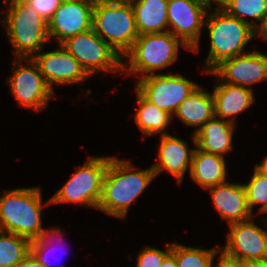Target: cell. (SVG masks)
<instances>
[{"label":"cell","mask_w":267,"mask_h":267,"mask_svg":"<svg viewBox=\"0 0 267 267\" xmlns=\"http://www.w3.org/2000/svg\"><path fill=\"white\" fill-rule=\"evenodd\" d=\"M134 169V165L129 160L109 157L98 210L110 216L123 219L126 217L132 202L156 177L152 167L140 171H134Z\"/></svg>","instance_id":"1"},{"label":"cell","mask_w":267,"mask_h":267,"mask_svg":"<svg viewBox=\"0 0 267 267\" xmlns=\"http://www.w3.org/2000/svg\"><path fill=\"white\" fill-rule=\"evenodd\" d=\"M41 189L18 188L7 190L0 197V231L14 233L30 241L39 239L51 230L43 229L41 211L51 204H42Z\"/></svg>","instance_id":"2"},{"label":"cell","mask_w":267,"mask_h":267,"mask_svg":"<svg viewBox=\"0 0 267 267\" xmlns=\"http://www.w3.org/2000/svg\"><path fill=\"white\" fill-rule=\"evenodd\" d=\"M207 14L205 26L210 36V50L205 62V71L211 72L222 61L245 54L246 44L260 34L249 24L228 15L216 7Z\"/></svg>","instance_id":"3"},{"label":"cell","mask_w":267,"mask_h":267,"mask_svg":"<svg viewBox=\"0 0 267 267\" xmlns=\"http://www.w3.org/2000/svg\"><path fill=\"white\" fill-rule=\"evenodd\" d=\"M92 29L122 59L139 36L129 0H98L93 7Z\"/></svg>","instance_id":"4"},{"label":"cell","mask_w":267,"mask_h":267,"mask_svg":"<svg viewBox=\"0 0 267 267\" xmlns=\"http://www.w3.org/2000/svg\"><path fill=\"white\" fill-rule=\"evenodd\" d=\"M4 3L9 7L1 22L6 23L16 57L33 58L50 40L48 22L23 0H4Z\"/></svg>","instance_id":"5"},{"label":"cell","mask_w":267,"mask_h":267,"mask_svg":"<svg viewBox=\"0 0 267 267\" xmlns=\"http://www.w3.org/2000/svg\"><path fill=\"white\" fill-rule=\"evenodd\" d=\"M179 45L190 50L169 31L139 35L132 48L123 56L128 58L129 67L122 62V72L140 75L139 79L155 74L156 70L164 69L177 60Z\"/></svg>","instance_id":"6"},{"label":"cell","mask_w":267,"mask_h":267,"mask_svg":"<svg viewBox=\"0 0 267 267\" xmlns=\"http://www.w3.org/2000/svg\"><path fill=\"white\" fill-rule=\"evenodd\" d=\"M52 196L51 204L69 202L98 208L109 157L90 156Z\"/></svg>","instance_id":"7"},{"label":"cell","mask_w":267,"mask_h":267,"mask_svg":"<svg viewBox=\"0 0 267 267\" xmlns=\"http://www.w3.org/2000/svg\"><path fill=\"white\" fill-rule=\"evenodd\" d=\"M61 45L91 76L101 71H122L123 59L93 29L66 39Z\"/></svg>","instance_id":"8"},{"label":"cell","mask_w":267,"mask_h":267,"mask_svg":"<svg viewBox=\"0 0 267 267\" xmlns=\"http://www.w3.org/2000/svg\"><path fill=\"white\" fill-rule=\"evenodd\" d=\"M152 74L136 82V90L151 104L174 115L182 103L199 85L181 73Z\"/></svg>","instance_id":"9"},{"label":"cell","mask_w":267,"mask_h":267,"mask_svg":"<svg viewBox=\"0 0 267 267\" xmlns=\"http://www.w3.org/2000/svg\"><path fill=\"white\" fill-rule=\"evenodd\" d=\"M14 60V72L8 78L7 84L9 83L15 100L27 109L37 112L44 109L55 93L40 73L37 63L33 58H24L28 66L23 65V58L15 57Z\"/></svg>","instance_id":"10"},{"label":"cell","mask_w":267,"mask_h":267,"mask_svg":"<svg viewBox=\"0 0 267 267\" xmlns=\"http://www.w3.org/2000/svg\"><path fill=\"white\" fill-rule=\"evenodd\" d=\"M262 223L267 227V217ZM226 246L221 255L229 260L250 265L267 258V231L253 222V217L229 224Z\"/></svg>","instance_id":"11"},{"label":"cell","mask_w":267,"mask_h":267,"mask_svg":"<svg viewBox=\"0 0 267 267\" xmlns=\"http://www.w3.org/2000/svg\"><path fill=\"white\" fill-rule=\"evenodd\" d=\"M210 9L205 0H168V31L190 50L198 52L202 26Z\"/></svg>","instance_id":"12"},{"label":"cell","mask_w":267,"mask_h":267,"mask_svg":"<svg viewBox=\"0 0 267 267\" xmlns=\"http://www.w3.org/2000/svg\"><path fill=\"white\" fill-rule=\"evenodd\" d=\"M210 73L223 83L250 86L267 79V55L256 50L248 51L222 61Z\"/></svg>","instance_id":"13"},{"label":"cell","mask_w":267,"mask_h":267,"mask_svg":"<svg viewBox=\"0 0 267 267\" xmlns=\"http://www.w3.org/2000/svg\"><path fill=\"white\" fill-rule=\"evenodd\" d=\"M59 49L41 53L33 57L40 73L47 84L53 89V85H68L82 83L90 76L80 66L79 62L60 44Z\"/></svg>","instance_id":"14"},{"label":"cell","mask_w":267,"mask_h":267,"mask_svg":"<svg viewBox=\"0 0 267 267\" xmlns=\"http://www.w3.org/2000/svg\"><path fill=\"white\" fill-rule=\"evenodd\" d=\"M94 4L81 1H62L48 21L49 38L59 45L66 39L92 29Z\"/></svg>","instance_id":"15"},{"label":"cell","mask_w":267,"mask_h":267,"mask_svg":"<svg viewBox=\"0 0 267 267\" xmlns=\"http://www.w3.org/2000/svg\"><path fill=\"white\" fill-rule=\"evenodd\" d=\"M215 209L228 224L246 221L253 217L247 205L243 184L224 182L209 188Z\"/></svg>","instance_id":"16"},{"label":"cell","mask_w":267,"mask_h":267,"mask_svg":"<svg viewBox=\"0 0 267 267\" xmlns=\"http://www.w3.org/2000/svg\"><path fill=\"white\" fill-rule=\"evenodd\" d=\"M158 163L152 165L155 175L163 170L171 173L181 183L186 170L191 166L195 149H188L187 143L170 134L160 136Z\"/></svg>","instance_id":"17"},{"label":"cell","mask_w":267,"mask_h":267,"mask_svg":"<svg viewBox=\"0 0 267 267\" xmlns=\"http://www.w3.org/2000/svg\"><path fill=\"white\" fill-rule=\"evenodd\" d=\"M212 96L214 116L235 124V117L254 103L253 89L217 81Z\"/></svg>","instance_id":"18"},{"label":"cell","mask_w":267,"mask_h":267,"mask_svg":"<svg viewBox=\"0 0 267 267\" xmlns=\"http://www.w3.org/2000/svg\"><path fill=\"white\" fill-rule=\"evenodd\" d=\"M236 124L213 116L195 134L194 145L207 153L224 157L232 148V134Z\"/></svg>","instance_id":"19"},{"label":"cell","mask_w":267,"mask_h":267,"mask_svg":"<svg viewBox=\"0 0 267 267\" xmlns=\"http://www.w3.org/2000/svg\"><path fill=\"white\" fill-rule=\"evenodd\" d=\"M139 35L168 32V0H129ZM166 28V29H165Z\"/></svg>","instance_id":"20"},{"label":"cell","mask_w":267,"mask_h":267,"mask_svg":"<svg viewBox=\"0 0 267 267\" xmlns=\"http://www.w3.org/2000/svg\"><path fill=\"white\" fill-rule=\"evenodd\" d=\"M225 157L195 149L190 166V177L204 189L226 182Z\"/></svg>","instance_id":"21"},{"label":"cell","mask_w":267,"mask_h":267,"mask_svg":"<svg viewBox=\"0 0 267 267\" xmlns=\"http://www.w3.org/2000/svg\"><path fill=\"white\" fill-rule=\"evenodd\" d=\"M198 86L182 103L176 116L187 126H199L194 134L214 116V99L211 93Z\"/></svg>","instance_id":"22"},{"label":"cell","mask_w":267,"mask_h":267,"mask_svg":"<svg viewBox=\"0 0 267 267\" xmlns=\"http://www.w3.org/2000/svg\"><path fill=\"white\" fill-rule=\"evenodd\" d=\"M136 92L139 109L135 114V122L139 129L145 136L158 133L168 134L164 129L167 128L174 116L148 102L137 90Z\"/></svg>","instance_id":"23"},{"label":"cell","mask_w":267,"mask_h":267,"mask_svg":"<svg viewBox=\"0 0 267 267\" xmlns=\"http://www.w3.org/2000/svg\"><path fill=\"white\" fill-rule=\"evenodd\" d=\"M228 15L249 23L260 35L267 28V0H226L221 6ZM244 16L259 21L250 23Z\"/></svg>","instance_id":"24"},{"label":"cell","mask_w":267,"mask_h":267,"mask_svg":"<svg viewBox=\"0 0 267 267\" xmlns=\"http://www.w3.org/2000/svg\"><path fill=\"white\" fill-rule=\"evenodd\" d=\"M30 246L29 239L0 231V267H18L30 254Z\"/></svg>","instance_id":"25"},{"label":"cell","mask_w":267,"mask_h":267,"mask_svg":"<svg viewBox=\"0 0 267 267\" xmlns=\"http://www.w3.org/2000/svg\"><path fill=\"white\" fill-rule=\"evenodd\" d=\"M218 245L214 249H199L188 247L174 242L171 244V252L176 256L178 267H216L213 259L221 252Z\"/></svg>","instance_id":"26"},{"label":"cell","mask_w":267,"mask_h":267,"mask_svg":"<svg viewBox=\"0 0 267 267\" xmlns=\"http://www.w3.org/2000/svg\"><path fill=\"white\" fill-rule=\"evenodd\" d=\"M246 191L247 205L250 212H253V206L261 204L260 213L267 212V176L259 172L256 168L252 178L247 184H243Z\"/></svg>","instance_id":"27"},{"label":"cell","mask_w":267,"mask_h":267,"mask_svg":"<svg viewBox=\"0 0 267 267\" xmlns=\"http://www.w3.org/2000/svg\"><path fill=\"white\" fill-rule=\"evenodd\" d=\"M62 235L63 234L59 228H51V230L45 236L31 241L30 253L45 267H52L50 266L51 262L48 260L47 252L51 251L50 249H52V246L50 247V245H52L51 242L53 239H62ZM59 267H63V265H60Z\"/></svg>","instance_id":"28"},{"label":"cell","mask_w":267,"mask_h":267,"mask_svg":"<svg viewBox=\"0 0 267 267\" xmlns=\"http://www.w3.org/2000/svg\"><path fill=\"white\" fill-rule=\"evenodd\" d=\"M171 253V244L167 245L166 252L157 248L148 247L140 251L136 267H160L163 260Z\"/></svg>","instance_id":"29"},{"label":"cell","mask_w":267,"mask_h":267,"mask_svg":"<svg viewBox=\"0 0 267 267\" xmlns=\"http://www.w3.org/2000/svg\"><path fill=\"white\" fill-rule=\"evenodd\" d=\"M47 22L51 19L62 0H23Z\"/></svg>","instance_id":"30"},{"label":"cell","mask_w":267,"mask_h":267,"mask_svg":"<svg viewBox=\"0 0 267 267\" xmlns=\"http://www.w3.org/2000/svg\"><path fill=\"white\" fill-rule=\"evenodd\" d=\"M18 267H45L31 253L18 265Z\"/></svg>","instance_id":"31"},{"label":"cell","mask_w":267,"mask_h":267,"mask_svg":"<svg viewBox=\"0 0 267 267\" xmlns=\"http://www.w3.org/2000/svg\"><path fill=\"white\" fill-rule=\"evenodd\" d=\"M217 267H243V263L229 260L220 254Z\"/></svg>","instance_id":"32"},{"label":"cell","mask_w":267,"mask_h":267,"mask_svg":"<svg viewBox=\"0 0 267 267\" xmlns=\"http://www.w3.org/2000/svg\"><path fill=\"white\" fill-rule=\"evenodd\" d=\"M160 267H178L176 256L171 252L164 260Z\"/></svg>","instance_id":"33"},{"label":"cell","mask_w":267,"mask_h":267,"mask_svg":"<svg viewBox=\"0 0 267 267\" xmlns=\"http://www.w3.org/2000/svg\"><path fill=\"white\" fill-rule=\"evenodd\" d=\"M255 168L262 174L267 176V156L264 158L262 164H256Z\"/></svg>","instance_id":"34"},{"label":"cell","mask_w":267,"mask_h":267,"mask_svg":"<svg viewBox=\"0 0 267 267\" xmlns=\"http://www.w3.org/2000/svg\"><path fill=\"white\" fill-rule=\"evenodd\" d=\"M250 267H267V258L255 261L249 265Z\"/></svg>","instance_id":"35"},{"label":"cell","mask_w":267,"mask_h":267,"mask_svg":"<svg viewBox=\"0 0 267 267\" xmlns=\"http://www.w3.org/2000/svg\"><path fill=\"white\" fill-rule=\"evenodd\" d=\"M210 6L212 2H216L217 3V7L221 6L226 0H205Z\"/></svg>","instance_id":"36"},{"label":"cell","mask_w":267,"mask_h":267,"mask_svg":"<svg viewBox=\"0 0 267 267\" xmlns=\"http://www.w3.org/2000/svg\"><path fill=\"white\" fill-rule=\"evenodd\" d=\"M62 1H81V2H87V3H92L95 4L98 0H62Z\"/></svg>","instance_id":"37"},{"label":"cell","mask_w":267,"mask_h":267,"mask_svg":"<svg viewBox=\"0 0 267 267\" xmlns=\"http://www.w3.org/2000/svg\"><path fill=\"white\" fill-rule=\"evenodd\" d=\"M260 38L262 39H267V28L265 29V31L260 35Z\"/></svg>","instance_id":"38"},{"label":"cell","mask_w":267,"mask_h":267,"mask_svg":"<svg viewBox=\"0 0 267 267\" xmlns=\"http://www.w3.org/2000/svg\"><path fill=\"white\" fill-rule=\"evenodd\" d=\"M243 267H250L249 265H247V264H243Z\"/></svg>","instance_id":"39"}]
</instances>
